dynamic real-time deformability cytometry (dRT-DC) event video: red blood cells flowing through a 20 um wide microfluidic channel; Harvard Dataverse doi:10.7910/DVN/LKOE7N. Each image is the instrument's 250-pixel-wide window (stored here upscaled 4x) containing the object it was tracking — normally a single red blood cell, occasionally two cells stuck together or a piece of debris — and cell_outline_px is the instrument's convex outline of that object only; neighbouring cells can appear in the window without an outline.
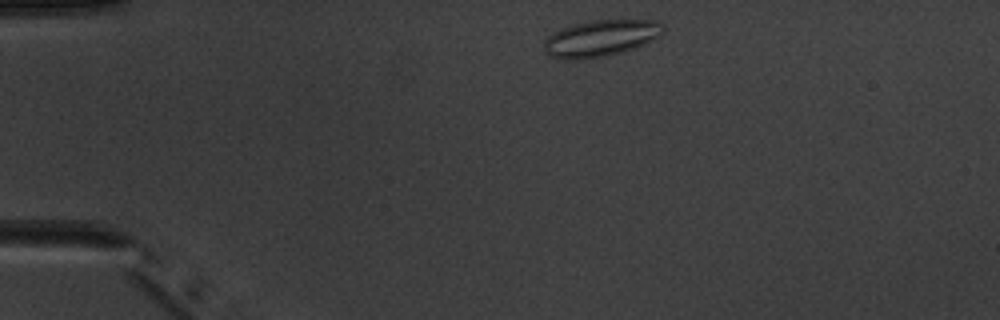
{"species": "common noctule bat (a hibernating species)", "species_latin": "Nyctalus noctula", "temperature_condition": "warm", "stored_images_in_passage": 6, "segment_of_instrument_passage": [2, 2], "camera_frame_rate_fps": 3000, "um_per_image_px": 0.085, "animal": {"sex": "male", "body_mass_g": 20.1, "forearm_length_mm": 53.5}, "frame": {"image": 1, "passage_image": 6, "time_ms": 6.0, "image_size_px": [1000, 320], "cell_outline_px": [[664, 32], [660, 36], [644, 44], [608, 56], [580, 60], [560, 60], [548, 56], [544, 52], [544, 44], [548, 36], [560, 28], [592, 20], [656, 20], [664, 24]], "centroid_in_image_um": [51.04, 3.26], "position_along_channel_um": 34.0, "area_um2": 25.61}}